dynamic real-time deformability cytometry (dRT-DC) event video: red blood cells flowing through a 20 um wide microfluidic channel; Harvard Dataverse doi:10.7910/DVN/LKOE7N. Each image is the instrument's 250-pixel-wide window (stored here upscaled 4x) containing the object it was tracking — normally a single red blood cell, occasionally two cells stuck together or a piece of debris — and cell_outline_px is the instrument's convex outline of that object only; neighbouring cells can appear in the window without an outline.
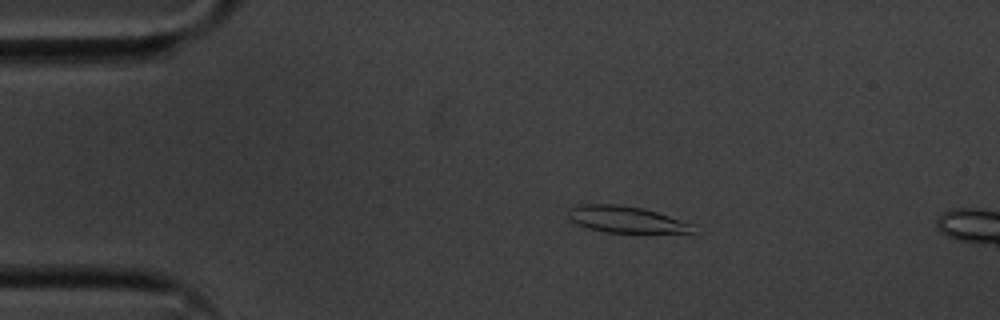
{"species": "common noctule bat (a hibernating species)", "species_latin": "Nyctalus noctula", "temperature_condition": "cold", "stored_images_in_passage": 10, "camera_frame_rate_fps": 3000, "um_per_image_px": 0.085, "animal": {"sex": "male", "body_mass_g": 20.1, "forearm_length_mm": 53.5}, "frame": {"image": 1, "passage_image": 6, "time_ms": 1.667, "image_size_px": [1000, 320], "cell_outline_px": [[696, 232], [608, 232], [588, 228], [572, 220], [568, 216], [568, 212], [572, 208], [580, 204], [620, 204], [644, 208], [696, 224]], "centroid_in_image_um": [53.29, 18.64], "position_along_channel_um": 31.7, "area_um2": 19.13}}